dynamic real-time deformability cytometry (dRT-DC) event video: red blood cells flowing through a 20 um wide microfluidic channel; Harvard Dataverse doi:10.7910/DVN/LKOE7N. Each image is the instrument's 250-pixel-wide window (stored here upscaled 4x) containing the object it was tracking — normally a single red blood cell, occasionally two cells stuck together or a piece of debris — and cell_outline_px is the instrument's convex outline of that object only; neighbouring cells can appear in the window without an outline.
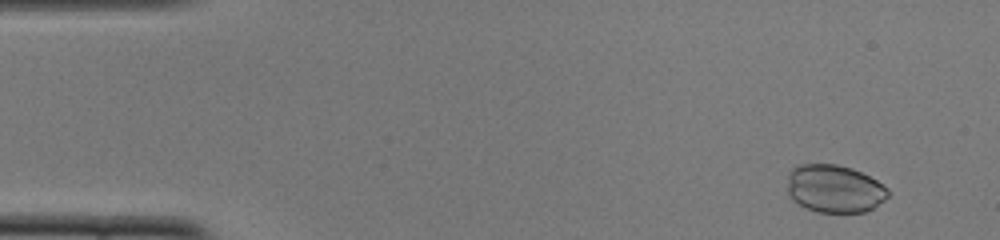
{"species": "common noctule bat (a hibernating species)", "species_latin": "Nyctalus noctula", "temperature_condition": "cold", "stored_images_in_passage": 52, "camera_frame_rate_fps": 3000, "um_per_image_px": 0.085, "animal": {"sex": "female", "body_mass_g": 22.0, "forearm_length_mm": 56.7}, "frame": {"image": 1, "passage_image": 4, "time_ms": 1.0, "image_size_px": [1000, 240], "cell_outline_px": [[888, 196], [884, 200], [872, 208], [864, 212], [816, 212], [804, 208], [792, 200], [788, 196], [788, 172], [792, 168], [800, 164], [836, 164], [852, 168], [876, 180], [888, 188]], "centroid_in_image_um": [70.89, 16.04], "position_along_channel_um": 14.1, "area_um2": 28.21}}
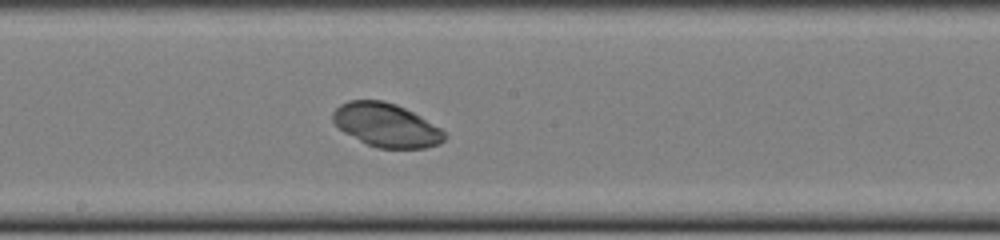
{"frame": {"image": 2, "passage_image": 28, "time_ms": 9.0, "image_size_px": [1000, 240], "cell_outline_px": [[448, 136], [440, 144], [424, 148], [376, 148], [344, 132], [332, 120], [332, 112], [340, 104], [348, 100], [384, 100], [396, 104], [420, 116], [440, 128]], "centroid_in_image_um": [32.83, 10.63], "position_along_channel_um": 215.4, "area_um2": 28.26}}
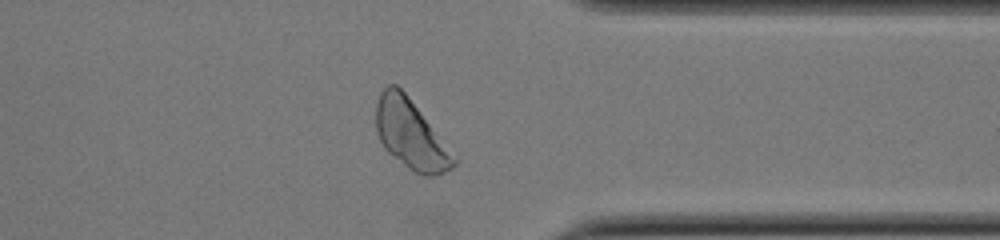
{"frame": {"image": 3, "passage_image": 41, "time_ms": 13.333, "image_size_px": [1000, 240], "cell_outline_px": [[456, 164], [452, 168], [436, 176], [424, 176], [408, 168], [388, 152], [384, 148], [376, 132], [376, 104], [380, 92], [388, 84], [396, 84], [404, 92], [456, 156]], "centroid_in_image_um": [34.9, 11.44], "position_along_channel_um": 376.5, "area_um2": 30.92}, "authors_computed_cell_mechanics": {"area_um2": 29.3046, "velocity_mm_per_s": 3.85, "shape_relaxation_time_tau1_ms": 0.9877, "shape_relaxation_time_tau2_ms": null, "deformation_change_tau1": 0.0166, "deformation_change_tau2": null}}